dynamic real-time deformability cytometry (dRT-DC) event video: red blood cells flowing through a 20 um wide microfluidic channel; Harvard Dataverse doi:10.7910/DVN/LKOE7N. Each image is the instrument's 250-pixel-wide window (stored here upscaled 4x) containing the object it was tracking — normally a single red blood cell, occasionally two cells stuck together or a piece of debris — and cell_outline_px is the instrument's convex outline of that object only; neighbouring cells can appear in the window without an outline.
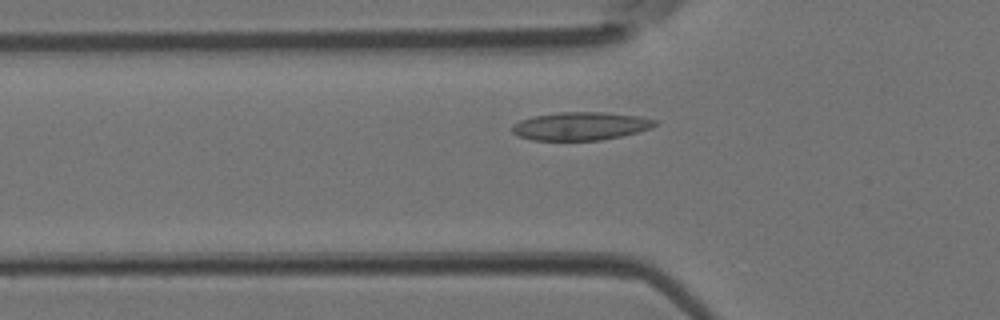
{"species": "Egyptian fruit bat (a non-hibernating species)", "species_latin": "Rousettus aegyptiacus", "temperature_condition": "room temperature", "stored_images_in_passage": 38, "camera_frame_rate_fps": 3000, "um_per_image_px": 0.085, "animal": {"sex": "female"}, "frame": {"image": 1, "passage_image": 9, "time_ms": 2.667, "image_size_px": [1000, 320], "cell_outline_px": [[660, 120], [652, 128], [620, 136], [600, 140], [532, 140], [520, 136], [512, 132], [512, 124], [520, 120], [532, 116], [560, 112], [604, 112], [640, 116]], "centroid_in_image_um": [49.36, 10.71], "position_along_channel_um": 76.4, "area_um2": 23.47}}
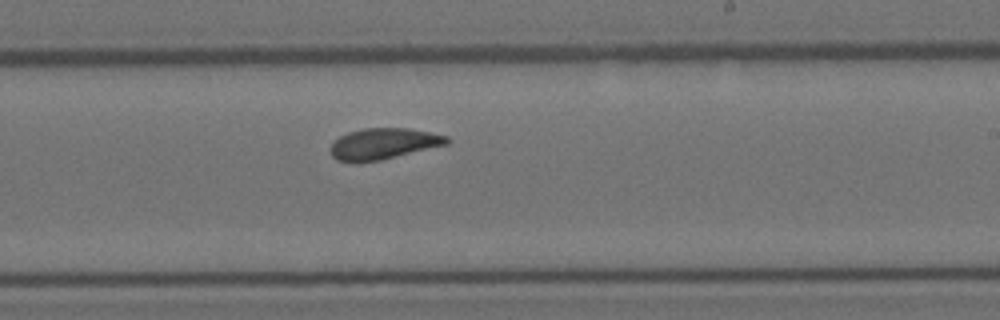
{"frame": {"image": 2, "passage_image": 21, "time_ms": 6.667, "image_size_px": [1000, 320], "cell_outline_px": [[452, 140], [448, 144], [380, 160], [336, 160], [332, 156], [328, 148], [332, 140], [348, 132], [364, 128], [408, 128], [448, 136]], "centroid_in_image_um": [32.59, 12.19], "position_along_channel_um": 256.4, "area_um2": 20.87}}
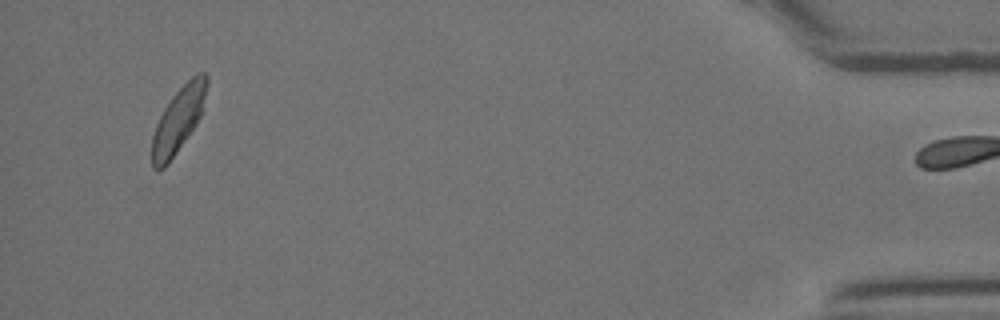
{"frame": {"image": 3, "passage_image": 37, "time_ms": 12.0, "image_size_px": [1000, 320], "cell_outline_px": [[208, 84], [200, 116], [196, 124], [168, 164], [164, 168], [152, 168], [152, 136], [156, 124], [164, 108], [172, 96], [196, 72], [204, 72], [208, 76]], "centroid_in_image_um": [15.16, 10.16], "position_along_channel_um": 420.0, "area_um2": 20.52}}